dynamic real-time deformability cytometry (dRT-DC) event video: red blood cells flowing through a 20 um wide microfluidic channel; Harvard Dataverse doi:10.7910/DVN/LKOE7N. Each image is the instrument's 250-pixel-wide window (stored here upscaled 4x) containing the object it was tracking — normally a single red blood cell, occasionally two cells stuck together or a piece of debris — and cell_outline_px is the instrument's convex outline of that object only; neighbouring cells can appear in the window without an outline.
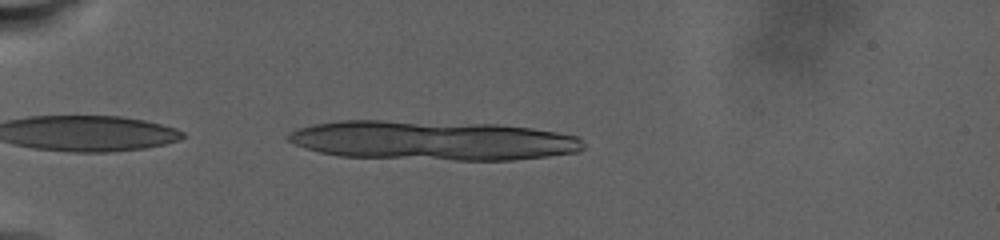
{"species": "human", "species_latin": "Homo sapiens", "temperature_condition": "warm", "stored_images_in_passage": 17, "camera_frame_rate_fps": 3000, "um_per_image_px": 0.085, "donor": {"sex": "male"}, "frame": {"image": 1, "passage_image": 7, "time_ms": 1.0, "image_size_px": [1000, 240], "cell_outline_px": [[588, 144], [584, 148], [576, 152], [548, 156], [512, 160], [452, 160], [340, 156], [320, 152], [304, 148], [288, 140], [288, 132], [296, 128], [312, 124], [340, 120], [380, 120], [496, 124], [532, 128], [556, 132], [576, 136]], "centroid_in_image_um": [36.77, 11.93], "position_along_channel_um": 48.2, "area_um2": 68.09}}